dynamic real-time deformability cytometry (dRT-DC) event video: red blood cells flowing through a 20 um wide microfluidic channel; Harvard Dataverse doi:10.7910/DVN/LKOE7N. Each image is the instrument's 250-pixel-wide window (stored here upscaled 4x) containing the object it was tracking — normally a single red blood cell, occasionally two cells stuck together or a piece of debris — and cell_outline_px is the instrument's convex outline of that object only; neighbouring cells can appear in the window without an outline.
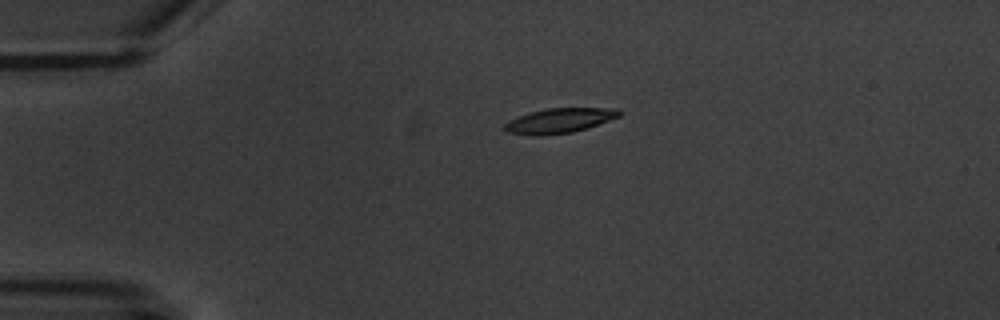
{"species": "common noctule bat (a hibernating species)", "species_latin": "Nyctalus noctula", "temperature_condition": "warm", "stored_images_in_passage": 2, "camera_frame_rate_fps": 3000, "um_per_image_px": 0.085, "animal": {"sex": "male", "body_mass_g": 20.1, "forearm_length_mm": 53.5}, "frame": {"image": 1, "passage_image": 1, "time_ms": 0.0, "image_size_px": [1000, 320], "cell_outline_px": [[620, 116], [572, 132], [532, 136], [508, 132], [504, 128], [504, 124], [508, 120], [528, 112], [548, 108], [616, 108], [620, 112]], "centroid_in_image_um": [47.48, 10.24], "position_along_channel_um": 37.5, "area_um2": 16.3}}